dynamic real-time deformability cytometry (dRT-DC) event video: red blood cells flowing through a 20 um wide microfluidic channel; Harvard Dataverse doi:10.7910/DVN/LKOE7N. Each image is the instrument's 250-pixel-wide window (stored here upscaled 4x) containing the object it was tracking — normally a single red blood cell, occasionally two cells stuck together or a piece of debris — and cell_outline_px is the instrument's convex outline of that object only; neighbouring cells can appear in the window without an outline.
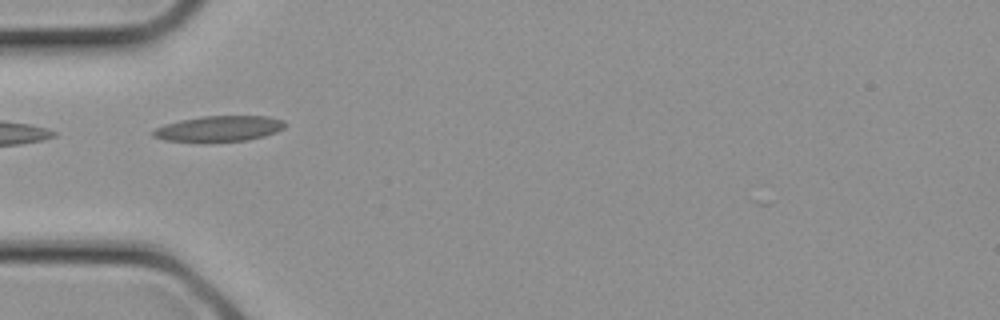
{"species": "common noctule bat (a hibernating species)", "species_latin": "Nyctalus noctula", "temperature_condition": "cold", "stored_images_in_passage": 5, "camera_frame_rate_fps": 3000, "um_per_image_px": 0.085, "animal": {"sex": "female", "body_mass_g": 21.9}, "frame": {"image": 1, "passage_image": 2, "time_ms": 0.333, "image_size_px": [1000, 320], "cell_outline_px": [[284, 128], [276, 132], [264, 136], [248, 140], [208, 144], [204, 144], [164, 140], [152, 136], [152, 132], [156, 128], [164, 124], [180, 120], [204, 116], [268, 116], [284, 120]], "centroid_in_image_um": [18.58, 10.97], "position_along_channel_um": 66.4, "area_um2": 20.4}}
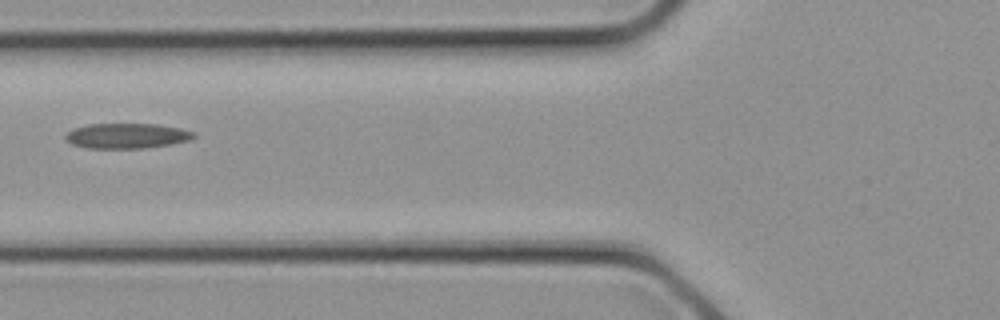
{"frame": {"image": 2, "passage_image": 4, "time_ms": 1.0, "image_size_px": [1000, 320], "cell_outline_px": [[196, 136], [192, 140], [144, 148], [88, 148], [72, 144], [64, 136], [72, 128], [88, 124], [156, 124], [180, 128], [196, 132]], "centroid_in_image_um": [10.8, 11.54], "position_along_channel_um": 115.0, "area_um2": 18.79}}